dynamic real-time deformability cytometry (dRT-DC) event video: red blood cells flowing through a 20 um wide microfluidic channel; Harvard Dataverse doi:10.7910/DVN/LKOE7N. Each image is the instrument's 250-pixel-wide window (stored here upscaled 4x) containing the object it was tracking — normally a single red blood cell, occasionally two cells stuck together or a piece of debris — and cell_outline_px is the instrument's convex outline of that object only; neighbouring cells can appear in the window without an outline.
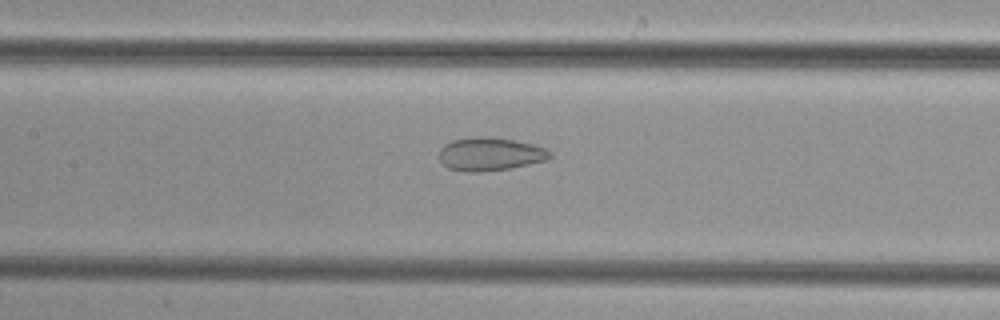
{"species": "common noctule bat (a hibernating species)", "species_latin": "Nyctalus noctula", "temperature_condition": "cold", "stored_images_in_passage": 36, "camera_frame_rate_fps": 3000, "um_per_image_px": 0.085, "animal": {"sex": "female", "body_mass_g": 29.2, "forearm_length_mm": 56.3}, "frame": {"image": 1, "passage_image": 11, "time_ms": 3.333, "image_size_px": [1000, 320], "cell_outline_px": [[552, 156], [548, 160], [512, 168], [476, 172], [464, 172], [448, 168], [440, 160], [440, 148], [444, 144], [452, 140], [476, 136], [492, 136], [516, 140], [532, 144], [544, 148], [552, 152]], "centroid_in_image_um": [41.67, 13.09], "position_along_channel_um": 165.7, "area_um2": 21.73}}
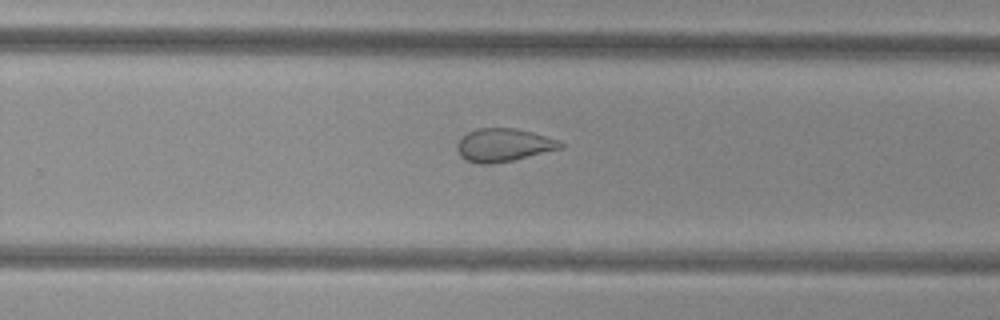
{"frame": {"image": 2, "passage_image": 20, "time_ms": 6.333, "image_size_px": [1000, 320], "cell_outline_px": [[564, 148], [512, 160], [492, 164], [476, 164], [464, 160], [460, 156], [456, 148], [456, 144], [460, 136], [476, 128], [516, 128], [532, 132], [556, 140], [564, 144]], "centroid_in_image_um": [42.74, 12.33], "position_along_channel_um": 287.1, "area_um2": 20.11}}
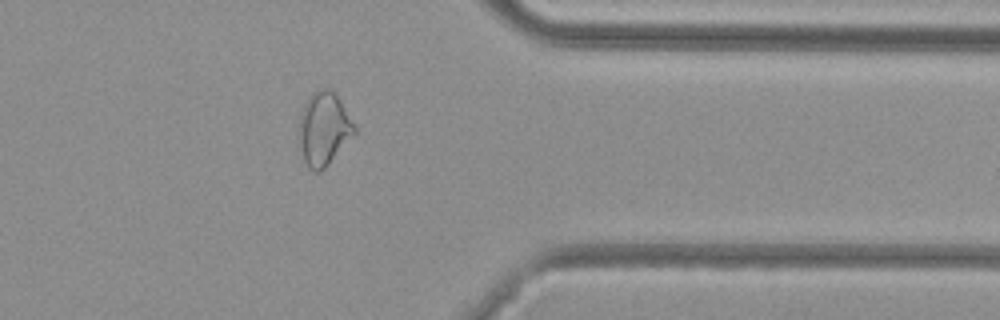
{"frame": {"image": 3, "passage_image": 28, "time_ms": 9.0, "image_size_px": [1000, 320], "cell_outline_px": [[356, 132], [328, 164], [320, 172], [312, 172], [308, 168], [304, 160], [300, 144], [300, 116], [308, 96], [316, 88], [328, 88], [336, 92], [356, 128]], "centroid_in_image_um": [27.53, 10.91], "position_along_channel_um": 383.9, "area_um2": 23.47}}